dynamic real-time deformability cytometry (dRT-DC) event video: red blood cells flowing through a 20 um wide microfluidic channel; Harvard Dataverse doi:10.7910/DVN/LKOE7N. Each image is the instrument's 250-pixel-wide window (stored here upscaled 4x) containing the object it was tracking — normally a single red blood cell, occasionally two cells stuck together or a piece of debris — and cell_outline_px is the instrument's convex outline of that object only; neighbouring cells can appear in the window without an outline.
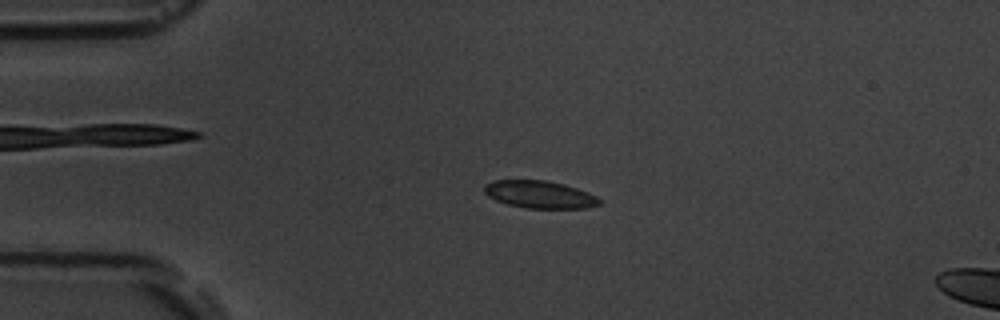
{"species": "common noctule bat (a hibernating species)", "species_latin": "Nyctalus noctula", "temperature_condition": "room temperature", "stored_images_in_passage": 6, "camera_frame_rate_fps": 3000, "um_per_image_px": 0.085, "animal": {"sex": "male", "body_mass_g": 19.5, "forearm_length_mm": 54.6}, "frame": {"image": 1, "passage_image": 4, "time_ms": 4.0, "image_size_px": [1000, 320], "cell_outline_px": [[604, 200], [600, 204], [584, 208], [524, 208], [508, 204], [496, 200], [488, 196], [484, 192], [484, 184], [496, 180], [548, 180], [564, 184], [588, 192]], "centroid_in_image_um": [45.89, 16.53], "position_along_channel_um": 39.1, "area_um2": 18.5}}